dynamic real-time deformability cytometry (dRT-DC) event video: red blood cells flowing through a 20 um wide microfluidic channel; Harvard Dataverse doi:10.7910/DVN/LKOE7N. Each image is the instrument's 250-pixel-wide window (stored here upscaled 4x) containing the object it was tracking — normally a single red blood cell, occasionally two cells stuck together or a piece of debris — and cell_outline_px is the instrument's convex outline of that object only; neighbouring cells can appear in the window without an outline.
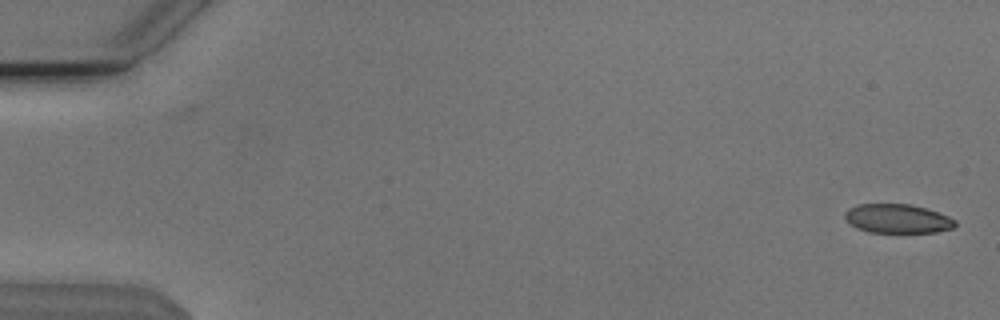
{"species": "Egyptian fruit bat (a non-hibernating species)", "species_latin": "Rousettus aegyptiacus", "temperature_condition": "cold", "stored_images_in_passage": 53, "camera_frame_rate_fps": 3000, "um_per_image_px": 0.085, "animal": {"sex": "male"}, "frame": {"image": 1, "passage_image": 1, "time_ms": 0.0, "image_size_px": [1000, 320], "cell_outline_px": [[956, 224], [952, 228], [936, 232], [868, 232], [856, 228], [844, 216], [844, 212], [848, 208], [856, 204], [912, 204], [948, 216], [956, 220]], "centroid_in_image_um": [76.26, 18.58], "position_along_channel_um": 8.7, "area_um2": 18.55}}
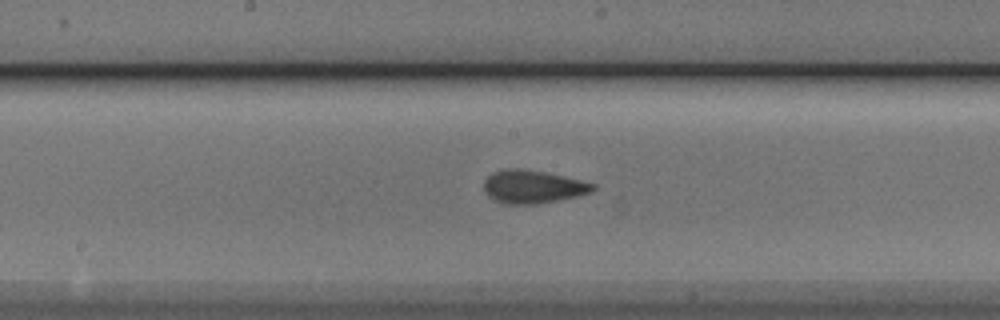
{"frame": {"image": 2, "passage_image": 28, "time_ms": 9.0, "image_size_px": [1000, 320], "cell_outline_px": [[596, 188], [592, 192], [576, 196], [540, 204], [508, 204], [496, 200], [488, 196], [484, 188], [484, 180], [492, 172], [504, 168], [524, 168], [544, 172], [580, 180], [596, 184]], "centroid_in_image_um": [45.28, 15.86], "position_along_channel_um": 202.9, "area_um2": 21.04}}
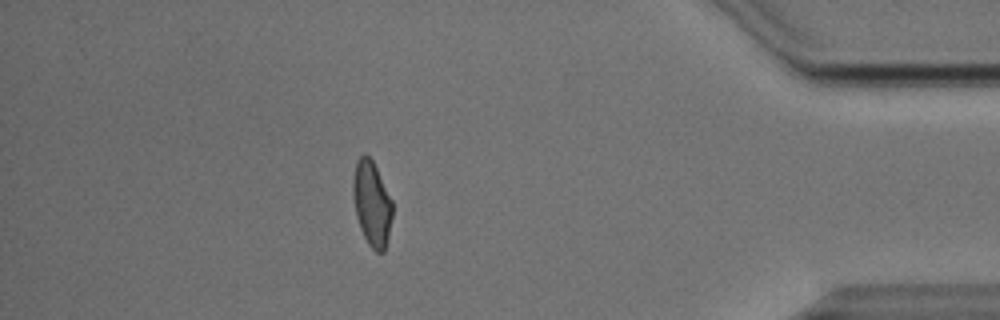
{"frame": {"image": 3, "passage_image": 47, "time_ms": 15.333, "image_size_px": [1000, 320], "cell_outline_px": [[392, 216], [388, 236], [384, 252], [376, 252], [368, 244], [360, 228], [352, 196], [352, 180], [356, 160], [364, 152], [372, 160], [392, 200]], "centroid_in_image_um": [31.59, 17.28], "position_along_channel_um": 403.6, "area_um2": 19.42}, "authors_computed_cell_mechanics": {"area_um2": 20.2878, "velocity_mm_per_s": 3.8314, "shape_relaxation_time_tau1_ms": 5.7953, "shape_relaxation_time_tau2_ms": 1.3713, "deformation_change_tau1": 0.1349, "deformation_change_tau2": 0.0625}}